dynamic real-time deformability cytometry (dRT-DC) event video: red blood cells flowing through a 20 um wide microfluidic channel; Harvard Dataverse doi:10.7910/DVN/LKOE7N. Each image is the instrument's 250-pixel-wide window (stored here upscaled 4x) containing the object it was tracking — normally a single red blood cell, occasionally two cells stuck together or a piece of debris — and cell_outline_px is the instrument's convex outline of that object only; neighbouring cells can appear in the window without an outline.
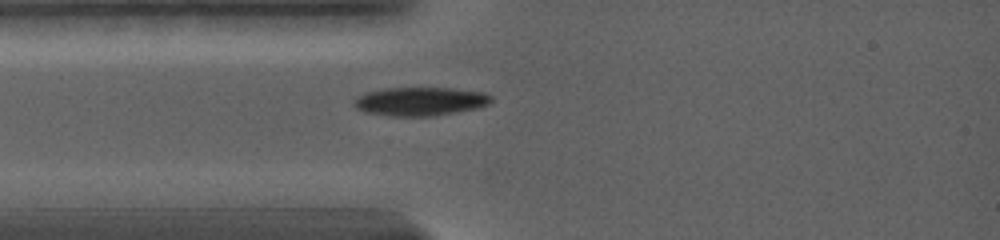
{"species": "common noctule bat (a hibernating species)", "species_latin": "Nyctalus noctula", "temperature_condition": "warm", "stored_images_in_passage": 12, "camera_frame_rate_fps": 5000, "um_per_image_px": 0.085, "animal": {"sex": "female", "body_mass_g": 19.0, "forearm_length_mm": 56.7}, "frame": {"image": 1, "passage_image": 1, "time_ms": 0.0, "image_size_px": [1000, 240], "cell_outline_px": [[492, 104], [476, 108], [432, 116], [392, 116], [364, 112], [356, 108], [352, 104], [352, 100], [364, 92], [384, 88], [452, 88], [484, 92], [492, 96]], "centroid_in_image_um": [35.69, 8.61], "position_along_channel_um": 49.3, "area_um2": 23.06}}
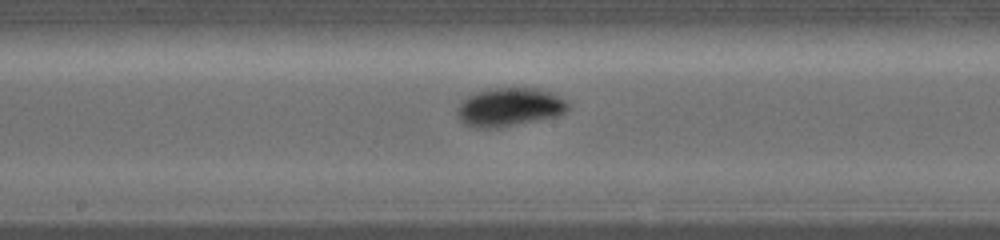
{"frame": {"image": 2, "passage_image": 8, "time_ms": 4.2, "image_size_px": [1000, 240], "cell_outline_px": [[568, 108], [564, 112], [556, 116], [496, 128], [476, 128], [464, 124], [460, 120], [456, 112], [456, 108], [468, 96], [476, 92], [488, 88], [536, 88], [552, 92], [560, 96], [568, 104]], "centroid_in_image_um": [43.27, 9.1], "position_along_channel_um": 204.9, "area_um2": 24.74}}
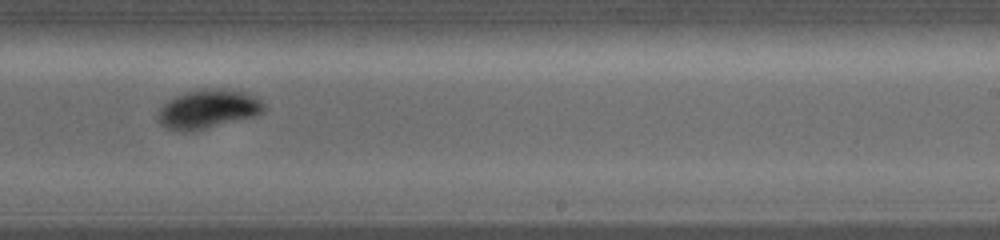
{"frame": {"image": 3, "passage_image": 11, "time_ms": 6.0, "image_size_px": [1000, 240], "cell_outline_px": [[268, 108], [264, 112], [256, 116], [192, 132], [184, 132], [168, 128], [160, 124], [156, 120], [156, 116], [160, 108], [168, 100], [184, 92], [204, 88], [220, 88], [244, 92], [260, 100]], "centroid_in_image_um": [17.67, 9.28], "position_along_channel_um": 271.3, "area_um2": 24.33}}